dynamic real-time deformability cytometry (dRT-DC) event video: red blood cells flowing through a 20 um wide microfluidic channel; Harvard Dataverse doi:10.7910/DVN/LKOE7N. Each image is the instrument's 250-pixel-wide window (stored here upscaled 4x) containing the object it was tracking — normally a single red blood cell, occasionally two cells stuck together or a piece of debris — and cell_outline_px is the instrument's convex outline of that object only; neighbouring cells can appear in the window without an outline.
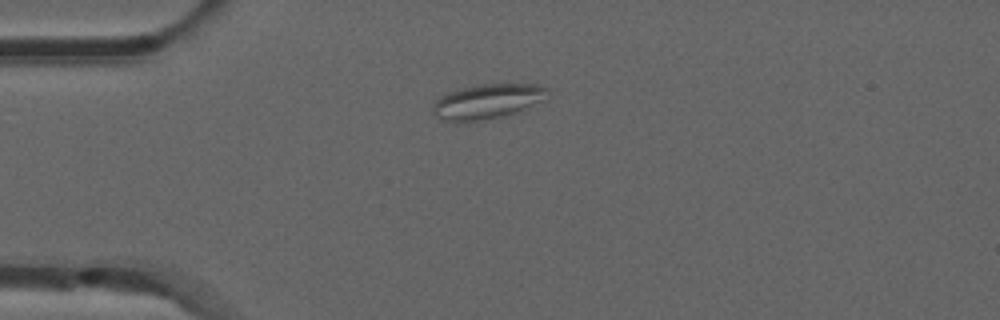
{"species": "common noctule bat (a hibernating species)", "species_latin": "Nyctalus noctula", "temperature_condition": "room temperature", "stored_images_in_passage": 41, "camera_frame_rate_fps": 3000, "um_per_image_px": 0.085, "animal": {"sex": "male", "forearm_length_mm": 52.5}, "frame": {"image": 1, "passage_image": 1, "time_ms": 0.0, "image_size_px": [1000, 320], "cell_outline_px": [[552, 92], [548, 100], [520, 112], [504, 116], [476, 120], [440, 120], [432, 112], [432, 104], [440, 96], [448, 92], [480, 84], [536, 84], [548, 88]], "centroid_in_image_um": [41.55, 8.6], "position_along_channel_um": 43.5, "area_um2": 23.58}}
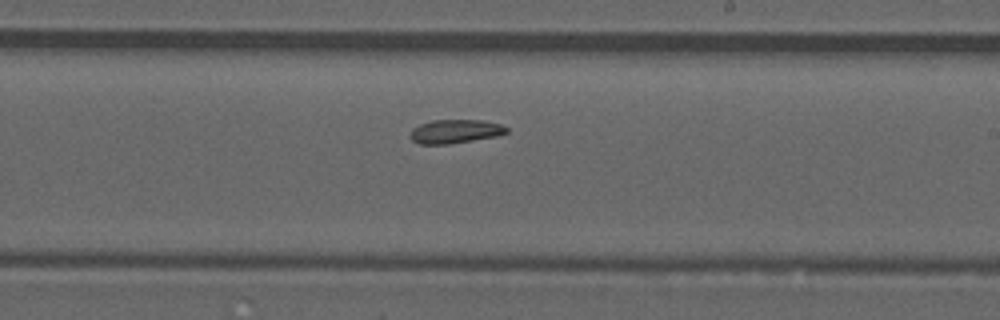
{"frame": {"image": 2, "passage_image": 19, "time_ms": 6.0, "image_size_px": [1000, 320], "cell_outline_px": [[508, 132], [496, 136], [448, 144], [420, 144], [412, 140], [408, 136], [412, 128], [420, 124], [432, 120], [480, 120], [500, 124], [508, 128]], "centroid_in_image_um": [38.64, 11.16], "position_along_channel_um": 250.4, "area_um2": 13.29}}
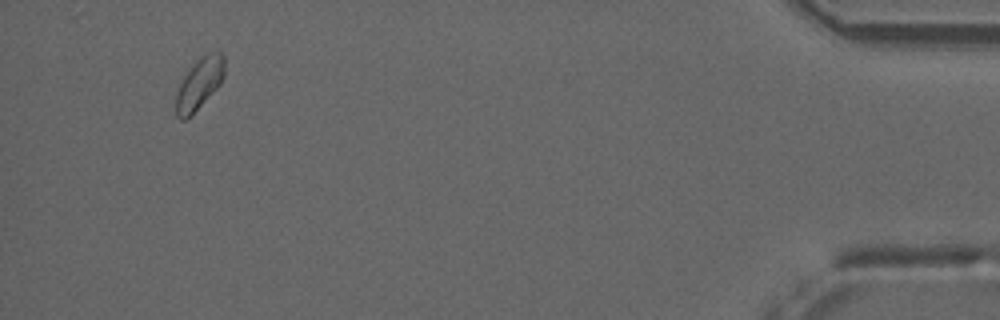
{"frame": {"image": 3, "passage_image": 38, "time_ms": 12.333, "image_size_px": [1000, 320], "cell_outline_px": [[224, 76], [220, 84], [184, 120], [180, 120], [176, 116], [176, 92], [184, 76], [192, 64], [200, 56], [220, 52], [224, 56]], "centroid_in_image_um": [16.93, 7.08], "position_along_channel_um": 418.3, "area_um2": 13.99}}